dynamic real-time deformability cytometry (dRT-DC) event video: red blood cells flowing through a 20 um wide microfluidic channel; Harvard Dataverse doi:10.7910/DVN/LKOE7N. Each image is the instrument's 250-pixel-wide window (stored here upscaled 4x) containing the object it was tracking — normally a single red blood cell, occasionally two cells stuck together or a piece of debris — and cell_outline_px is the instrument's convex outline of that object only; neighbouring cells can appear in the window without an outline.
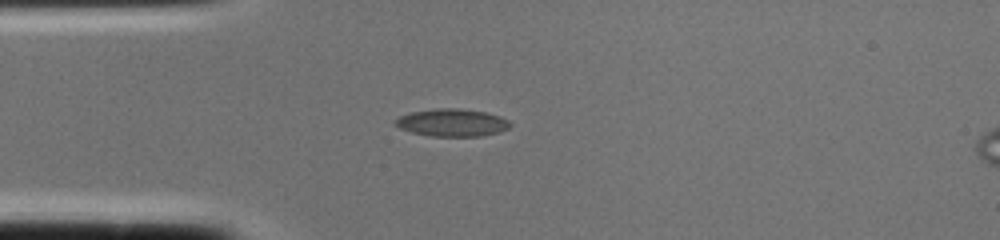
{"species": "common noctule bat (a hibernating species)", "species_latin": "Nyctalus noctula", "temperature_condition": "cold", "stored_images_in_passage": 2, "camera_frame_rate_fps": 3000, "um_per_image_px": 0.085, "animal": {"sex": "female", "body_mass_g": 22.0, "forearm_length_mm": 56.7}, "frame": {"image": 1, "passage_image": 1, "time_ms": 0.0, "image_size_px": [1000, 240], "cell_outline_px": [[512, 124], [508, 128], [500, 132], [480, 136], [432, 136], [412, 132], [400, 128], [392, 124], [392, 120], [400, 116], [412, 112], [436, 108], [460, 108], [484, 112], [500, 116], [508, 120]], "centroid_in_image_um": [38.41, 10.42], "position_along_channel_um": 46.6, "area_um2": 18.5}}